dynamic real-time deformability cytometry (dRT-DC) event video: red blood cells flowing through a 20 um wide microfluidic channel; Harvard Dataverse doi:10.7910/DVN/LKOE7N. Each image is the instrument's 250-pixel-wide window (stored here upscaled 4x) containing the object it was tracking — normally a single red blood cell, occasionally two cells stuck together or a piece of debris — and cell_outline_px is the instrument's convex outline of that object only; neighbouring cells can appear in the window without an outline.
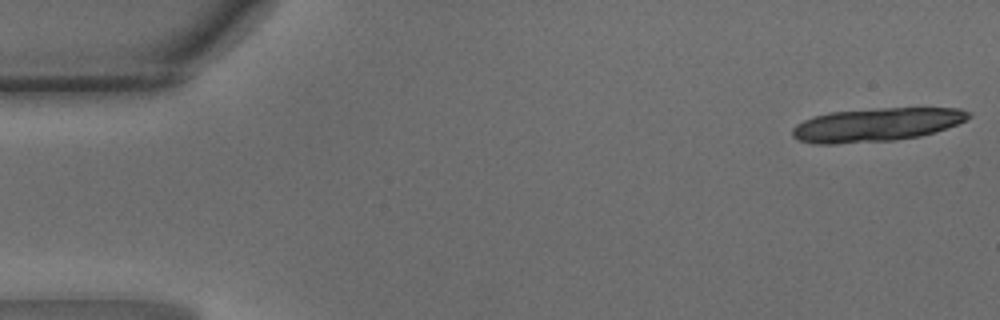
{"species": "common noctule bat (a hibernating species)", "species_latin": "Nyctalus noctula", "temperature_condition": "warm", "stored_images_in_passage": 16, "camera_frame_rate_fps": 3000, "um_per_image_px": 0.085, "animal": {"sex": "male", "body_mass_g": 15.6}, "frame": {"image": 1, "passage_image": 1, "time_ms": 0.0, "image_size_px": [1000, 320], "cell_outline_px": [[972, 116], [956, 124], [920, 136], [892, 140], [836, 144], [816, 144], [800, 140], [792, 136], [792, 128], [796, 124], [812, 116], [828, 112], [872, 108], [960, 108], [972, 112]], "centroid_in_image_um": [74.45, 10.58], "position_along_channel_um": 10.5, "area_um2": 34.39}}